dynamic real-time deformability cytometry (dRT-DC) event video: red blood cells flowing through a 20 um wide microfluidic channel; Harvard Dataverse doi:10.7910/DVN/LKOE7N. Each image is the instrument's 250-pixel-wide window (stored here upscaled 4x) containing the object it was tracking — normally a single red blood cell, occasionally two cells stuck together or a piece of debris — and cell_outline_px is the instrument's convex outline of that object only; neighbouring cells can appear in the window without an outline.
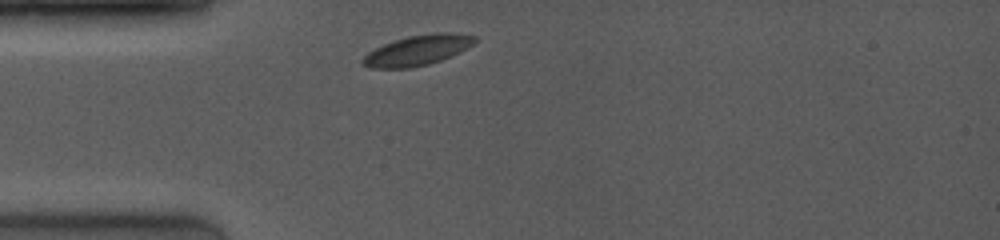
{"species": "common noctule bat (a hibernating species)", "species_latin": "Nyctalus noctula", "temperature_condition": "room temperature", "stored_images_in_passage": 15, "camera_frame_rate_fps": 4000, "um_per_image_px": 0.085, "animal": {"sex": "female", "body_mass_g": 19.0, "forearm_length_mm": 53.3}, "frame": {"image": 1, "passage_image": 1, "time_ms": 0.0, "image_size_px": [1000, 240], "cell_outline_px": [[476, 44], [460, 52], [440, 60], [428, 64], [412, 68], [372, 68], [360, 64], [360, 60], [368, 52], [384, 44], [408, 36], [436, 32], [456, 32], [476, 36]], "centroid_in_image_um": [35.52, 4.27], "position_along_channel_um": 49.5, "area_um2": 19.88}}